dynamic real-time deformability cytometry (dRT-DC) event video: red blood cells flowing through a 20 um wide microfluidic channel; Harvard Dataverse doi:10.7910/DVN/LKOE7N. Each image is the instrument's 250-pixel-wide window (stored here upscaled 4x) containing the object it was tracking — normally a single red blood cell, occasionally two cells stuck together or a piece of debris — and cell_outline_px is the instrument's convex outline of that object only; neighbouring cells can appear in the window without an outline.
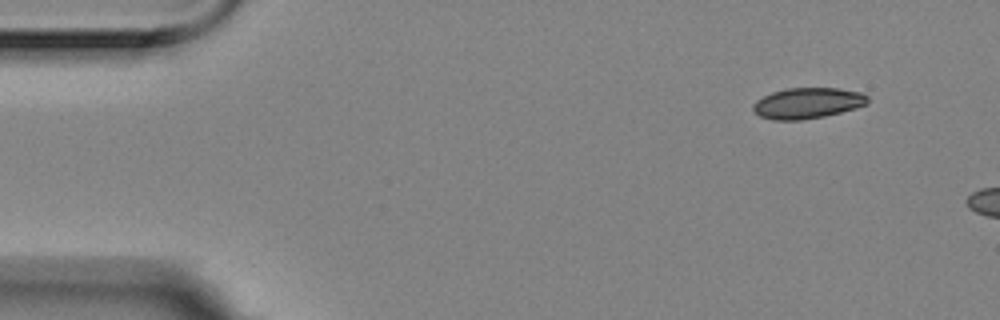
{"species": "Egyptian fruit bat (a non-hibernating species)", "species_latin": "Rousettus aegyptiacus", "temperature_condition": "room temperature", "stored_images_in_passage": 5, "segment_of_instrument_passage": [2, 2], "camera_frame_rate_fps": 3000, "um_per_image_px": 0.085, "animal": {"sex": "female"}, "frame": {"image": 1, "passage_image": 5, "time_ms": 1.333, "image_size_px": [1000, 320], "cell_outline_px": [[868, 104], [856, 108], [824, 116], [800, 120], [772, 120], [760, 116], [752, 108], [752, 104], [756, 100], [772, 92], [784, 88], [840, 88], [860, 92], [868, 96]], "centroid_in_image_um": [68.64, 8.76], "position_along_channel_um": 16.4, "area_um2": 20.63}}